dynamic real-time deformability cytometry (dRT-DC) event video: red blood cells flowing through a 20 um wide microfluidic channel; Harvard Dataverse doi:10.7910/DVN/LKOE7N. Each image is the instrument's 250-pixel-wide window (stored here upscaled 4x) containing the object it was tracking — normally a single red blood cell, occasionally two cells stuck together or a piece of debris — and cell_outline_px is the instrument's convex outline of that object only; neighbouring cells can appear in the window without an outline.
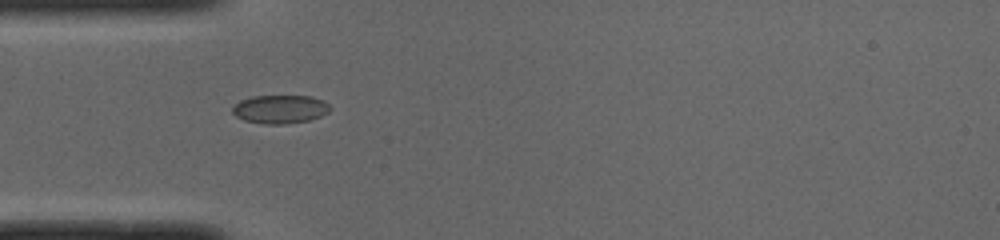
{"species": "common noctule bat (a hibernating species)", "species_latin": "Nyctalus noctula", "temperature_condition": "cold", "stored_images_in_passage": 36, "camera_frame_rate_fps": 3000, "um_per_image_px": 0.085, "animal": {"sex": "male", "body_mass_g": 19.0, "forearm_length_mm": 50.8}, "frame": {"image": 1, "passage_image": 1, "time_ms": 0.0, "image_size_px": [1000, 240], "cell_outline_px": [[332, 108], [328, 112], [320, 116], [308, 120], [284, 124], [264, 124], [244, 120], [236, 116], [232, 112], [232, 108], [240, 100], [252, 96], [312, 96], [324, 100]], "centroid_in_image_um": [23.82, 9.27], "position_along_channel_um": 61.2, "area_um2": 16.18}}
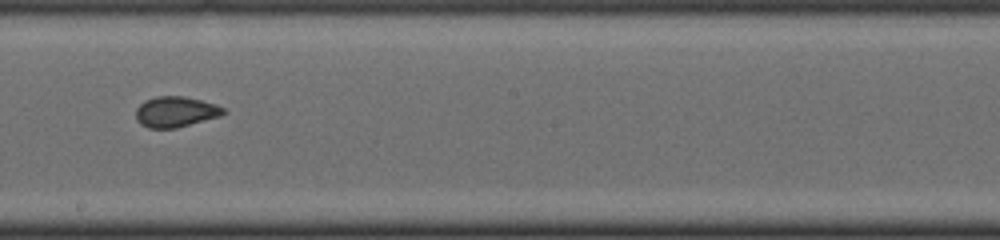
{"frame": {"image": 2, "passage_image": 14, "time_ms": 4.333, "image_size_px": [1000, 240], "cell_outline_px": [[228, 112], [220, 116], [176, 128], [148, 128], [140, 124], [136, 120], [136, 108], [144, 100], [156, 96], [184, 96], [216, 104], [224, 108]], "centroid_in_image_um": [14.92, 9.5], "position_along_channel_um": 233.3, "area_um2": 15.72}}
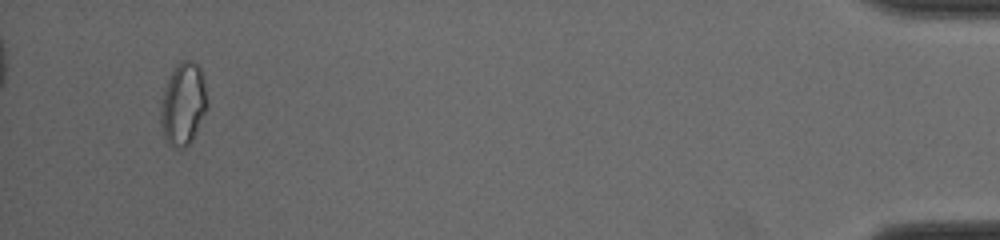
{"frame": {"image": 3, "passage_image": 34, "time_ms": 11.0, "image_size_px": [1000, 240], "cell_outline_px": [[208, 108], [192, 140], [184, 148], [172, 148], [164, 140], [160, 124], [160, 104], [164, 88], [172, 68], [180, 60], [188, 60], [196, 64], [200, 68], [208, 100]], "centroid_in_image_um": [15.54, 8.86], "position_along_channel_um": 419.7, "area_um2": 22.83}, "authors_computed_cell_mechanics": {"area_um2": 15.9817, "velocity_mm_per_s": 3.9967, "shape_relaxation_time_tau1_ms": null, "shape_relaxation_time_tau2_ms": 0.9401, "deformation_change_tau1": null, "deformation_change_tau2": 0.0409}}